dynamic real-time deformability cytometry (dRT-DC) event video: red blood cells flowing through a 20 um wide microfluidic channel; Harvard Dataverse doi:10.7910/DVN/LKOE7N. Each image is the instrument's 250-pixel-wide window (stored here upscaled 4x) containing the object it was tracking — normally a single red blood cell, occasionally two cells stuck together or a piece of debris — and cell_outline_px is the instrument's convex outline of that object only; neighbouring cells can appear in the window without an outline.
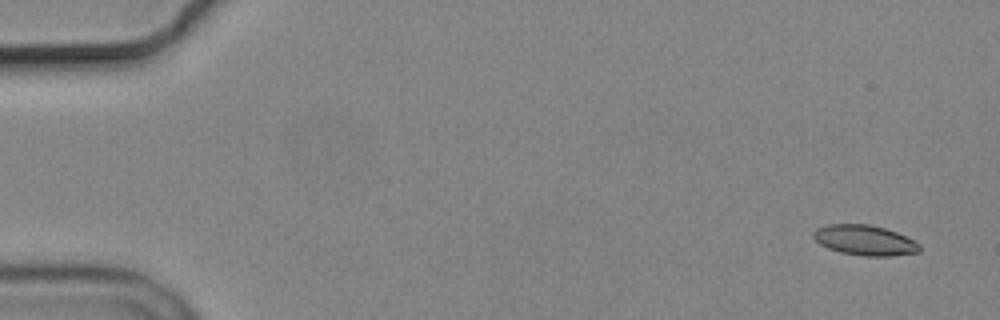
{"species": "common noctule bat (a hibernating species)", "species_latin": "Nyctalus noctula", "temperature_condition": "cold", "stored_images_in_passage": 5, "camera_frame_rate_fps": 3000, "um_per_image_px": 0.085, "animal": {"sex": "male", "body_mass_g": 19.2, "forearm_length_mm": 51.8}, "frame": {"image": 1, "passage_image": 1, "time_ms": 0.0, "image_size_px": [1000, 320], "cell_outline_px": [[920, 252], [892, 256], [864, 256], [840, 252], [828, 248], [820, 244], [812, 236], [812, 232], [816, 228], [828, 224], [868, 224], [884, 228], [896, 232], [920, 244]], "centroid_in_image_um": [73.48, 20.42], "position_along_channel_um": 11.5, "area_um2": 18.67}}
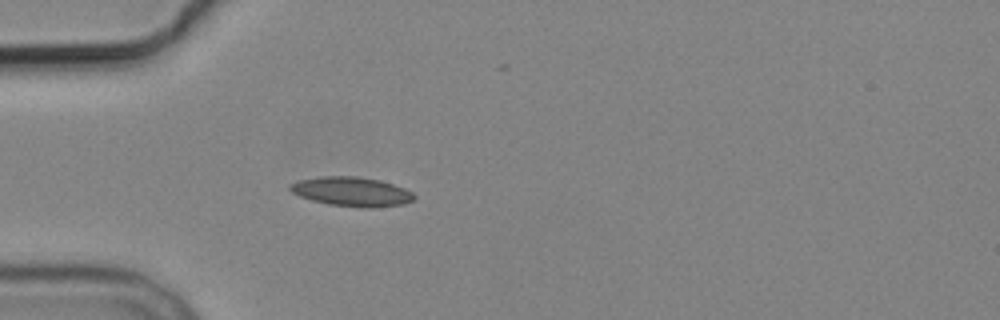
{"frame": {"image": 2, "passage_image": 5, "time_ms": 4.667, "image_size_px": [1000, 320], "cell_outline_px": [[416, 196], [412, 200], [404, 204], [372, 208], [364, 208], [328, 204], [312, 200], [300, 196], [292, 192], [288, 188], [288, 184], [300, 180], [320, 176], [356, 176], [380, 180], [404, 188], [412, 192]], "centroid_in_image_um": [29.88, 16.29], "position_along_channel_um": 55.1, "area_um2": 21.21}}